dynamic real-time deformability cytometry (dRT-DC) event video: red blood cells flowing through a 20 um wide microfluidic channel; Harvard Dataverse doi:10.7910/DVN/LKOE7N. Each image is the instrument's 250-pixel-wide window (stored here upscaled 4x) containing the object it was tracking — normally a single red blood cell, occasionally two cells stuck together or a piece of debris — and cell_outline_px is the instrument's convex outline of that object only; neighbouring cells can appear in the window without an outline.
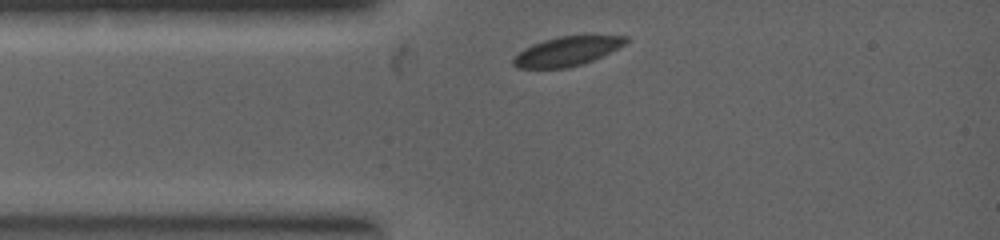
{"species": "common noctule bat (a hibernating species)", "species_latin": "Nyctalus noctula", "temperature_condition": "warm", "stored_images_in_passage": 7, "camera_frame_rate_fps": 5000, "um_per_image_px": 0.085, "animal": {"sex": "female", "body_mass_g": 19.0, "forearm_length_mm": 53.3}, "frame": {"image": 1, "passage_image": 1, "time_ms": 0.0, "image_size_px": [1000, 240], "cell_outline_px": [[628, 40], [624, 44], [592, 60], [580, 64], [564, 68], [520, 68], [512, 64], [512, 60], [524, 48], [532, 44], [544, 40], [560, 36], [628, 36]], "centroid_in_image_um": [48.14, 4.35], "position_along_channel_um": 36.9, "area_um2": 18.61}}
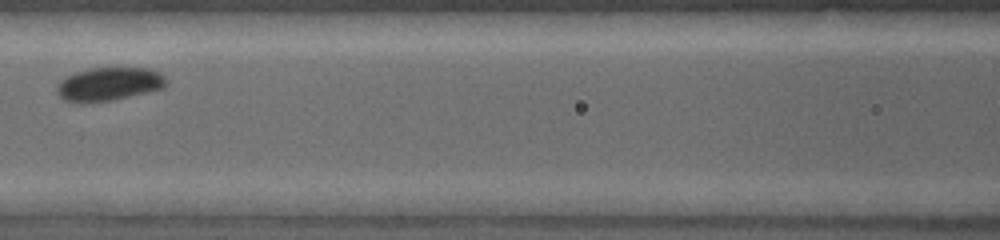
{"frame": {"image": 2, "passage_image": 4, "time_ms": 2.0, "image_size_px": [1000, 240], "cell_outline_px": [[168, 80], [164, 88], [112, 100], [64, 100], [60, 96], [56, 88], [60, 80], [76, 72], [88, 68], [148, 68], [160, 72]], "centroid_in_image_um": [9.33, 7.1], "position_along_channel_um": 157.3, "area_um2": 20.69}}
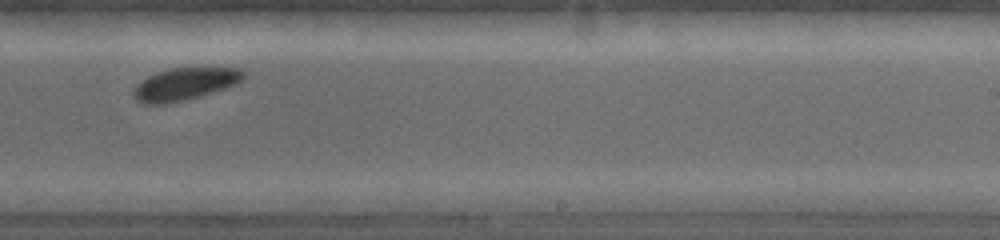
{"frame": {"image": 3, "passage_image": 7, "time_ms": 3.8, "image_size_px": [1000, 240], "cell_outline_px": [[244, 76], [236, 84], [224, 88], [196, 96], [180, 100], [156, 104], [136, 100], [132, 92], [148, 76], [168, 68], [240, 68], [244, 72]], "centroid_in_image_um": [15.73, 7.1], "position_along_channel_um": 273.3, "area_um2": 19.71}}